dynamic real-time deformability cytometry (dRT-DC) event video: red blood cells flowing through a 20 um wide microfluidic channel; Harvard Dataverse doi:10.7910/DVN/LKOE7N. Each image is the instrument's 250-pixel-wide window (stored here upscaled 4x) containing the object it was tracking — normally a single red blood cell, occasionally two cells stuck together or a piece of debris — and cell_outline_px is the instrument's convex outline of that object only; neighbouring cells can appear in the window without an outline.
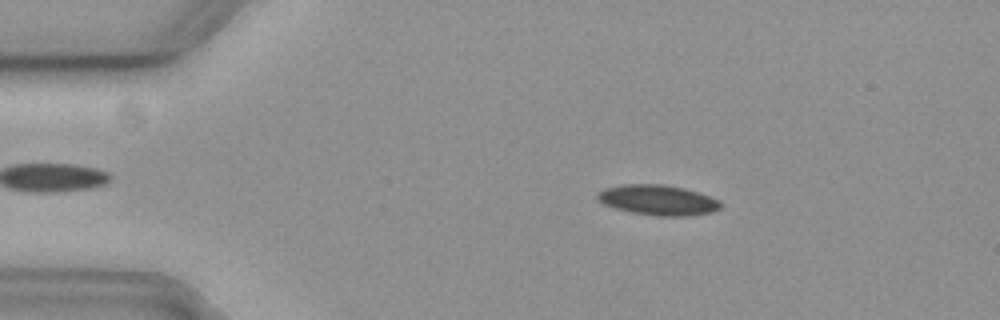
{"species": "common noctule bat (a hibernating species)", "species_latin": "Nyctalus noctula", "temperature_condition": "cold", "stored_images_in_passage": 49, "camera_frame_rate_fps": 3000, "um_per_image_px": 0.085, "animal": {"sex": "female", "body_mass_g": 19.3, "forearm_length_mm": 54.1}, "frame": {"image": 1, "passage_image": 11, "time_ms": 3.333, "image_size_px": [1000, 320], "cell_outline_px": [[724, 204], [720, 208], [712, 212], [688, 216], [656, 216], [632, 212], [616, 208], [604, 204], [596, 200], [596, 192], [604, 188], [620, 184], [664, 184], [684, 188], [720, 200]], "centroid_in_image_um": [55.9, 17.0], "position_along_channel_um": 29.1, "area_um2": 21.91}}
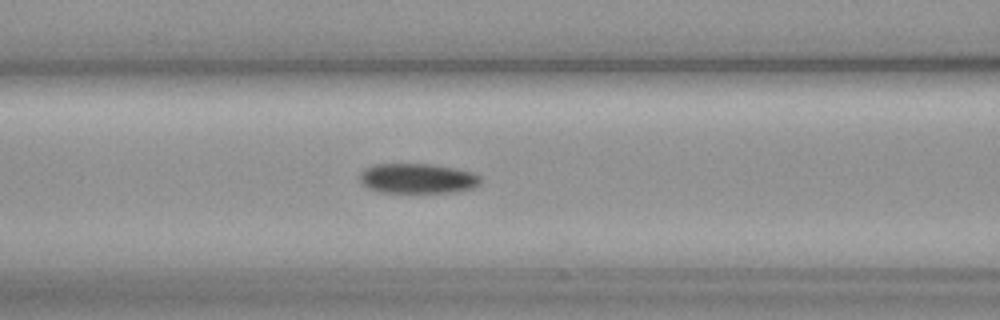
{"frame": {"image": 2, "passage_image": 24, "time_ms": 7.667, "image_size_px": [1000, 320], "cell_outline_px": [[480, 184], [472, 188], [452, 192], [380, 192], [368, 188], [360, 180], [360, 172], [364, 168], [376, 164], [432, 164], [456, 168], [472, 172], [480, 176]], "centroid_in_image_um": [35.49, 15.16], "position_along_channel_um": 131.1, "area_um2": 21.04}}
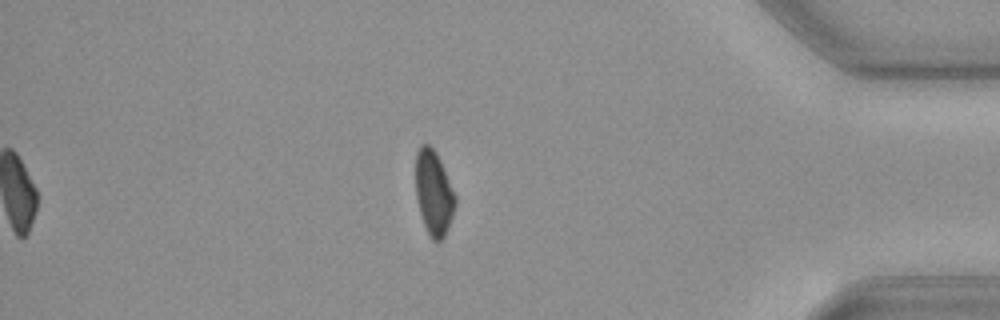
{"frame": {"image": 3, "passage_image": 49, "time_ms": 16.0, "image_size_px": [1000, 320], "cell_outline_px": [[456, 204], [452, 216], [444, 236], [440, 240], [432, 240], [428, 236], [420, 212], [416, 196], [416, 152], [420, 144], [428, 144], [436, 152], [440, 160], [456, 196]], "centroid_in_image_um": [36.86, 16.38], "position_along_channel_um": 398.3, "area_um2": 19.36}, "authors_computed_cell_mechanics": {"area_um2": 21.4438, "velocity_mm_per_s": 3.674, "shape_relaxation_time_tau1_ms": 5.9359, "shape_relaxation_time_tau2_ms": null, "deformation_change_tau1": 0.1217, "deformation_change_tau2": null}}